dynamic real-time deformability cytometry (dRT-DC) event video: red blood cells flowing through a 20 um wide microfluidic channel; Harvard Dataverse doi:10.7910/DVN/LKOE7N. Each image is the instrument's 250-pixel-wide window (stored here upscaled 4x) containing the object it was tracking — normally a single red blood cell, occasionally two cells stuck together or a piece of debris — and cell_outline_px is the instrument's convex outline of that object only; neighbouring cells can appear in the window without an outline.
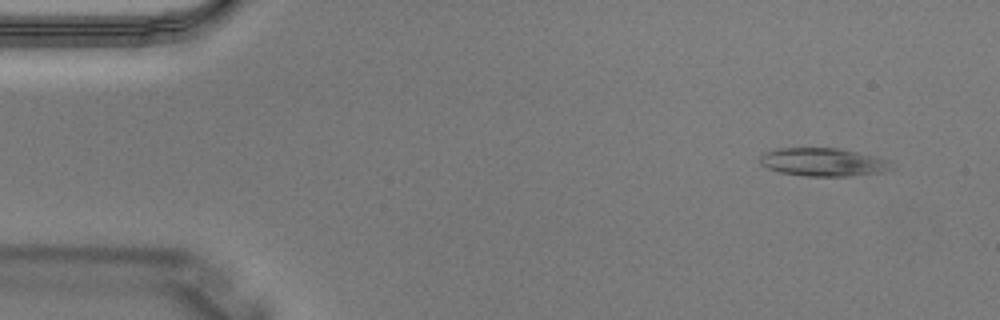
{"species": "Egyptian fruit bat (a non-hibernating species)", "species_latin": "Rousettus aegyptiacus", "temperature_condition": "warm", "stored_images_in_passage": 3, "camera_frame_rate_fps": 3000, "um_per_image_px": 0.085, "animal": {"sex": "male"}, "frame": {"image": 1, "passage_image": 1, "time_ms": 0.0, "image_size_px": [1000, 320], "cell_outline_px": [[896, 168], [884, 172], [848, 176], [804, 176], [780, 172], [768, 168], [760, 164], [760, 156], [768, 152], [780, 148], [840, 148], [876, 156], [888, 160]], "centroid_in_image_um": [70.03, 13.78], "position_along_channel_um": 15.0, "area_um2": 21.68}}